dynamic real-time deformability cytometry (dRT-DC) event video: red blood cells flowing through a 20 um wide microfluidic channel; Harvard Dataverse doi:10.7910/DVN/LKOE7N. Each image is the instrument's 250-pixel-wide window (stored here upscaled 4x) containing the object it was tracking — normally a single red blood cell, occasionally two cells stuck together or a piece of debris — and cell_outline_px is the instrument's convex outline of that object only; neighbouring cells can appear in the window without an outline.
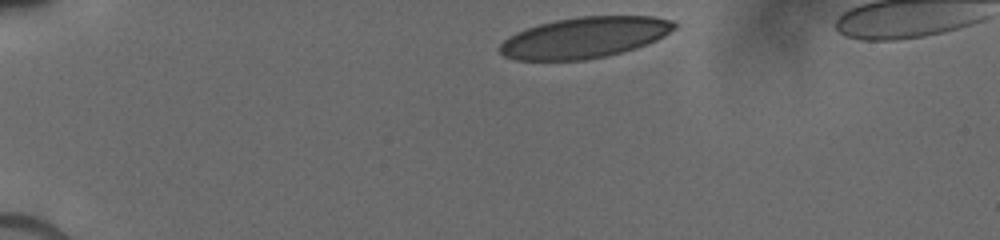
{"species": "human", "species_latin": "Homo sapiens", "temperature_condition": "cold", "stored_images_in_passage": 26, "camera_frame_rate_fps": 3000, "um_per_image_px": 0.085, "donor": {"sex": "male"}, "frame": {"image": 1, "passage_image": 2, "time_ms": 0.333, "image_size_px": [1000, 240], "cell_outline_px": [[676, 28], [664, 36], [656, 40], [636, 48], [604, 56], [584, 60], [516, 60], [504, 56], [500, 52], [500, 44], [508, 36], [516, 32], [540, 24], [556, 20], [580, 16], [652, 16], [672, 20], [676, 24]], "centroid_in_image_um": [49.69, 3.19], "position_along_channel_um": 35.3, "area_um2": 41.44}}
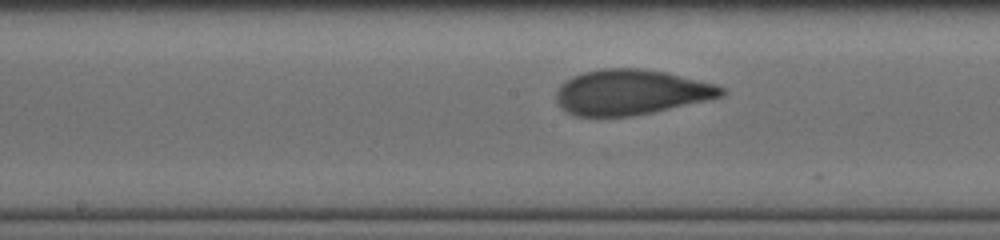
{"frame": {"image": 2, "passage_image": 16, "time_ms": 6.0, "image_size_px": [1000, 240], "cell_outline_px": [[724, 96], [652, 112], [632, 116], [576, 116], [560, 108], [556, 100], [556, 92], [560, 84], [572, 76], [584, 72], [600, 68], [640, 68], [664, 72], [716, 84], [724, 88]], "centroid_in_image_um": [53.59, 7.83], "position_along_channel_um": 194.6, "area_um2": 43.41}}
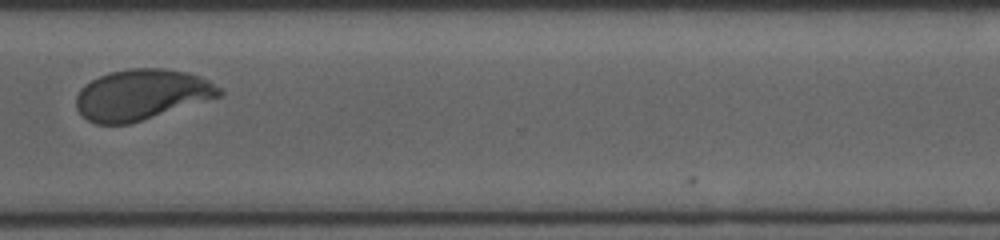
{"frame": {"image": 3, "passage_image": 25, "time_ms": 10.0, "image_size_px": [1000, 240], "cell_outline_px": [[224, 92], [220, 96], [128, 124], [96, 124], [88, 120], [76, 108], [76, 96], [80, 88], [84, 84], [100, 76], [112, 72], [128, 68], [160, 68], [188, 72], [200, 76], [208, 80], [220, 88]], "centroid_in_image_um": [12.01, 8.03], "position_along_channel_um": 358.6, "area_um2": 41.85}}